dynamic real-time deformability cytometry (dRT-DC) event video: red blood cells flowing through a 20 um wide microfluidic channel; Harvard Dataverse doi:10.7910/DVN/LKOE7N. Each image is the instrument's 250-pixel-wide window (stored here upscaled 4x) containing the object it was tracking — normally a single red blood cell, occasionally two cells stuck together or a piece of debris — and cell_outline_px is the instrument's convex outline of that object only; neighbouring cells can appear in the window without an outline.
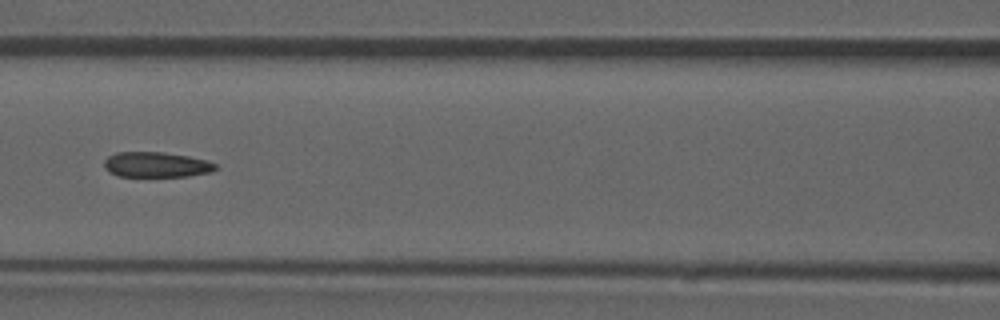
{"species": "common noctule bat (a hibernating species)", "species_latin": "Nyctalus noctula", "temperature_condition": "room temperature", "stored_images_in_passage": 41, "camera_frame_rate_fps": 3000, "um_per_image_px": 0.085, "animal": {"sex": "male", "forearm_length_mm": 52.5}, "frame": {"image": 1, "passage_image": 12, "time_ms": 3.667, "image_size_px": [1000, 320], "cell_outline_px": [[216, 168], [212, 172], [188, 176], [120, 176], [108, 172], [104, 168], [104, 160], [108, 156], [116, 152], [164, 152], [188, 156], [208, 160], [216, 164]], "centroid_in_image_um": [13.28, 13.99], "position_along_channel_um": 153.3, "area_um2": 16.47}, "authors_computed_cell_mechanics": {"area_um2": 17.1666, "velocity_mm_per_s": 3.9357, "shape_relaxation_time_tau1_ms": null, "shape_relaxation_time_tau2_ms": 3.1241, "deformation_change_tau1": null, "deformation_change_tau2": 0.1123}}